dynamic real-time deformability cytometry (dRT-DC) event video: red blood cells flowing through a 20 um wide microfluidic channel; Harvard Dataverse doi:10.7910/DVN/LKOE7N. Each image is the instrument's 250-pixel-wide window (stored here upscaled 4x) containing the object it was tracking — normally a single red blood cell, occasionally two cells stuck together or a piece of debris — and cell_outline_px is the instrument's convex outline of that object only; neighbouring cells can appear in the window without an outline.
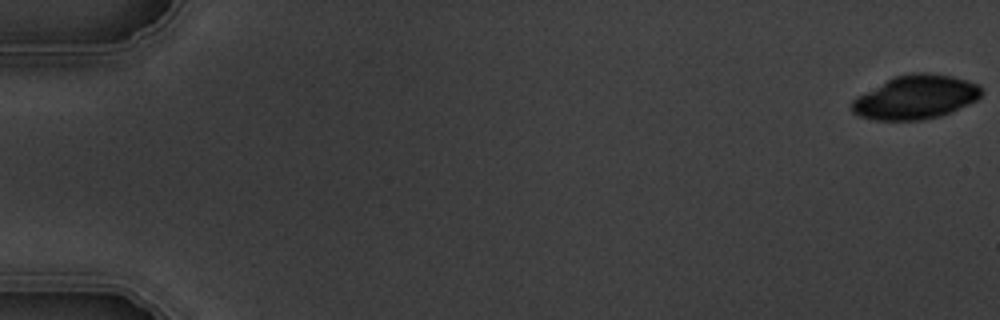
{"species": "common noctule bat (a hibernating species)", "species_latin": "Nyctalus noctula", "temperature_condition": "warm", "stored_images_in_passage": 4, "camera_frame_rate_fps": 3000, "um_per_image_px": 0.085, "animal": {"sex": "male", "body_mass_g": 19.5, "forearm_length_mm": 54.6}, "frame": {"image": 1, "passage_image": 1, "time_ms": 0.0, "image_size_px": [1000, 320], "cell_outline_px": [[984, 92], [976, 100], [940, 116], [920, 120], [876, 120], [860, 116], [852, 112], [852, 100], [856, 96], [896, 76], [908, 72], [928, 72], [952, 76], [980, 84], [984, 88]], "centroid_in_image_um": [77.85, 8.25], "position_along_channel_um": 7.2, "area_um2": 33.06}}